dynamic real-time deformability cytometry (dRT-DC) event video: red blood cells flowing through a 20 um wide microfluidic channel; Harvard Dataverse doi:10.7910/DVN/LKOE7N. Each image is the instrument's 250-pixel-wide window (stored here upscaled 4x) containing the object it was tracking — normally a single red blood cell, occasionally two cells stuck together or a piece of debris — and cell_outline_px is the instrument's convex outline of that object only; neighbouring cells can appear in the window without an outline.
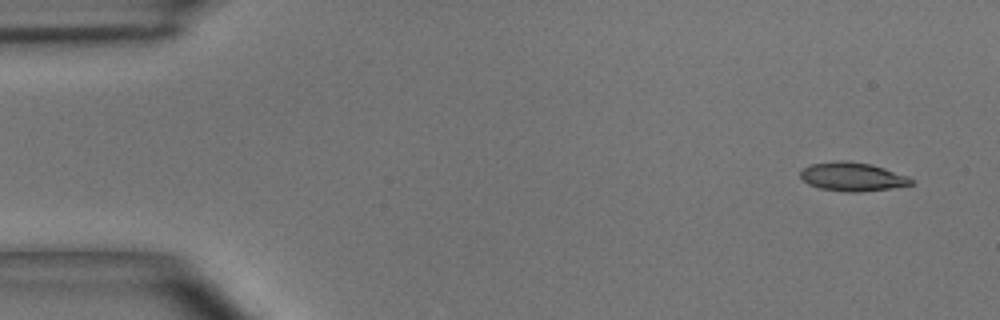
{"species": "common noctule bat (a hibernating species)", "species_latin": "Nyctalus noctula", "temperature_condition": "room temperature", "stored_images_in_passage": 4, "camera_frame_rate_fps": 3000, "um_per_image_px": 0.085, "animal": {"sex": "male", "body_mass_g": 15.6}, "frame": {"image": 1, "passage_image": 1, "time_ms": 0.0, "image_size_px": [1000, 320], "cell_outline_px": [[916, 180], [912, 184], [892, 188], [860, 192], [848, 192], [820, 188], [808, 184], [800, 176], [800, 172], [804, 168], [812, 164], [836, 160], [848, 160], [872, 164], [908, 176]], "centroid_in_image_um": [72.48, 15.01], "position_along_channel_um": 12.5, "area_um2": 18.61}}
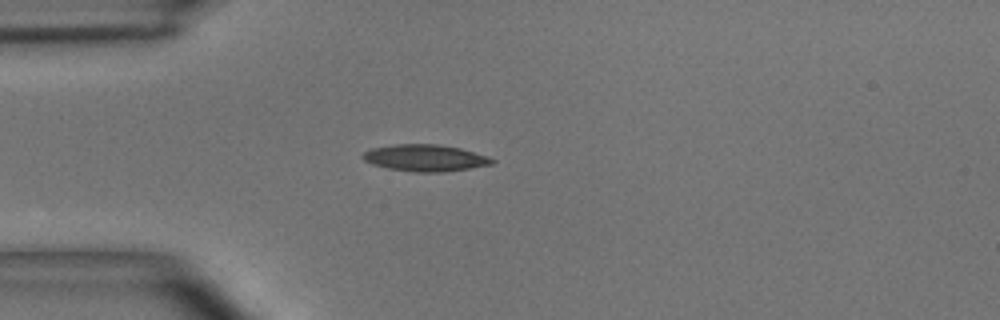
{"frame": {"image": 2, "passage_image": 4, "time_ms": 1.0, "image_size_px": [1000, 320], "cell_outline_px": [[496, 160], [492, 164], [468, 168], [440, 172], [416, 172], [388, 168], [372, 164], [364, 160], [360, 156], [364, 152], [372, 148], [396, 144], [436, 144], [460, 148], [488, 156]], "centroid_in_image_um": [36.12, 13.42], "position_along_channel_um": 48.9, "area_um2": 19.94}}